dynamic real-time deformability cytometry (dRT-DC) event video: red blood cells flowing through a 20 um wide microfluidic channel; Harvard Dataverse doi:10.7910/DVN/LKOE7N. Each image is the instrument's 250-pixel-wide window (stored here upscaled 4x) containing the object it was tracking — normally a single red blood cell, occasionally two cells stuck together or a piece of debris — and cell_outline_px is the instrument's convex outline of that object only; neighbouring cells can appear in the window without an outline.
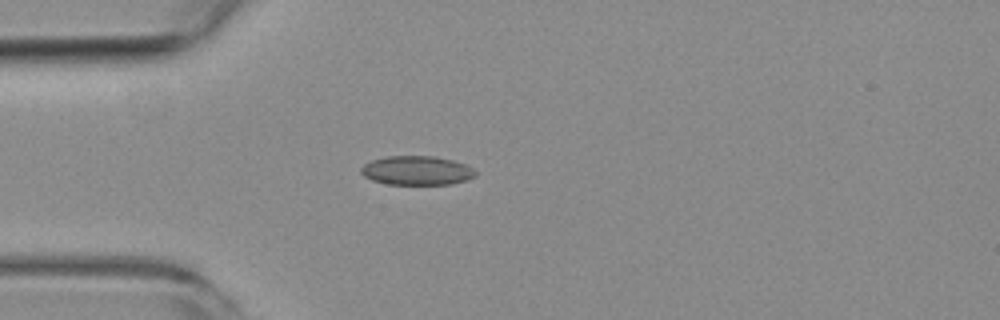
{"species": "common noctule bat (a hibernating species)", "species_latin": "Nyctalus noctula", "temperature_condition": "room temperature", "stored_images_in_passage": 1, "camera_frame_rate_fps": 3000, "um_per_image_px": 0.085, "animal": {"sex": "female", "body_mass_g": 19.3, "forearm_length_mm": 54.1}, "frame": {"image": 1, "passage_image": 1, "time_ms": 0.0, "image_size_px": [1000, 320], "cell_outline_px": [[476, 176], [468, 180], [452, 184], [384, 184], [372, 180], [364, 176], [360, 172], [360, 168], [364, 164], [372, 160], [388, 156], [432, 156], [452, 160], [464, 164], [472, 168], [476, 172]], "centroid_in_image_um": [35.42, 14.5], "position_along_channel_um": 49.6, "area_um2": 19.42}}